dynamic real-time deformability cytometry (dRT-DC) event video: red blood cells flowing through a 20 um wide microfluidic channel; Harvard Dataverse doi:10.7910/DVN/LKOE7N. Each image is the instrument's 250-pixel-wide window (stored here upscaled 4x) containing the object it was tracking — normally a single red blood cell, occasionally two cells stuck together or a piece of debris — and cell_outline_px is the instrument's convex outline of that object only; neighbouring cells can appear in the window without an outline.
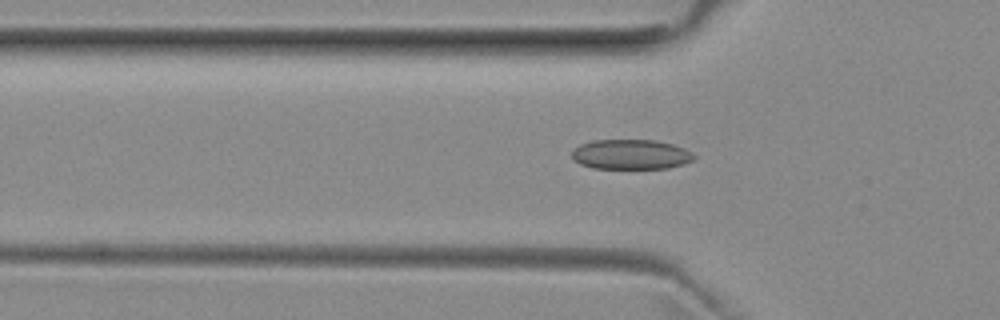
{"species": "common noctule bat (a hibernating species)", "species_latin": "Nyctalus noctula", "temperature_condition": "room temperature", "stored_images_in_passage": 38, "camera_frame_rate_fps": 3000, "um_per_image_px": 0.085, "animal": {"sex": "female", "body_mass_g": 29.2, "forearm_length_mm": 56.3}, "frame": {"image": 1, "passage_image": 7, "time_ms": 2.0, "image_size_px": [1000, 320], "cell_outline_px": [[696, 156], [692, 160], [684, 164], [668, 168], [592, 168], [580, 164], [572, 160], [572, 148], [580, 144], [592, 140], [656, 140], [672, 144], [684, 148], [692, 152]], "centroid_in_image_um": [53.59, 13.12], "position_along_channel_um": 72.2, "area_um2": 21.44}}
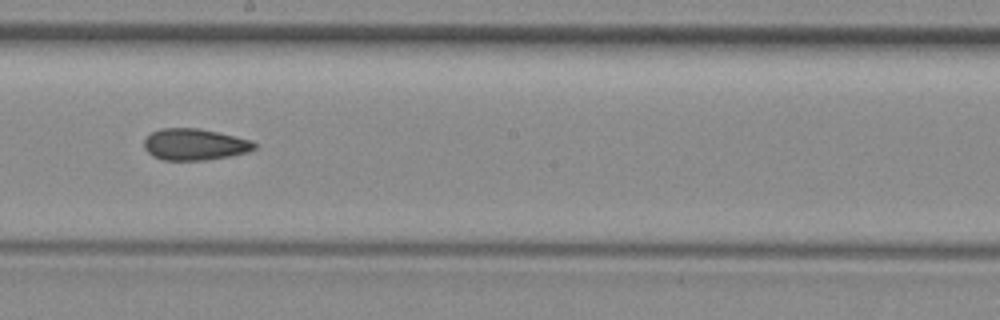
{"frame": {"image": 2, "passage_image": 19, "time_ms": 6.0, "image_size_px": [1000, 320], "cell_outline_px": [[256, 148], [244, 152], [228, 156], [204, 160], [164, 160], [152, 156], [144, 148], [144, 140], [152, 132], [160, 128], [200, 128], [252, 140], [256, 144]], "centroid_in_image_um": [16.52, 12.27], "position_along_channel_um": 231.7, "area_um2": 20.11}}
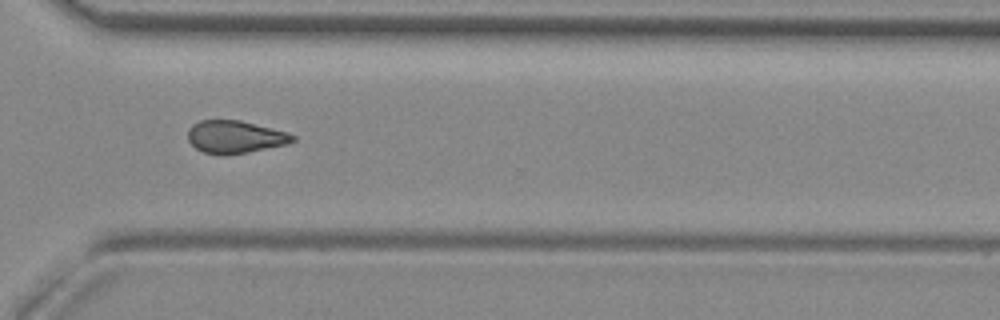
{"frame": {"image": 3, "passage_image": 28, "time_ms": 9.0, "image_size_px": [1000, 320], "cell_outline_px": [[296, 140], [288, 144], [248, 152], [224, 156], [220, 156], [204, 152], [196, 148], [188, 140], [188, 128], [192, 124], [200, 120], [240, 120], [288, 132], [296, 136]], "centroid_in_image_um": [19.98, 11.64], "position_along_channel_um": 350.6, "area_um2": 20.17}}